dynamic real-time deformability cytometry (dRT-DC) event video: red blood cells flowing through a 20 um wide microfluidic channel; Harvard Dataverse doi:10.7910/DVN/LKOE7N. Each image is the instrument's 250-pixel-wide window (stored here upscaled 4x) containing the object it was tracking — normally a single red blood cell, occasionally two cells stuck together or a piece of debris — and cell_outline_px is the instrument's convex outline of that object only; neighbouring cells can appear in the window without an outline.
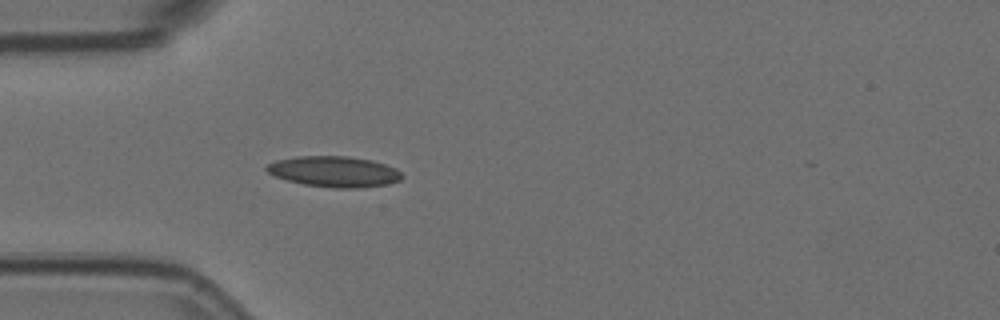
{"species": "Egyptian fruit bat (a non-hibernating species)", "species_latin": "Rousettus aegyptiacus", "temperature_condition": "room temperature", "stored_images_in_passage": 22, "camera_frame_rate_fps": 3000, "um_per_image_px": 0.085, "animal": {"sex": "female"}, "frame": {"image": 1, "passage_image": 1, "time_ms": 0.0, "image_size_px": [1000, 320], "cell_outline_px": [[404, 176], [400, 180], [388, 184], [360, 188], [332, 188], [304, 184], [288, 180], [276, 176], [268, 172], [264, 168], [268, 164], [276, 160], [296, 156], [348, 156], [372, 160], [396, 168]], "centroid_in_image_um": [28.42, 14.58], "position_along_channel_um": 56.6, "area_um2": 24.28}}
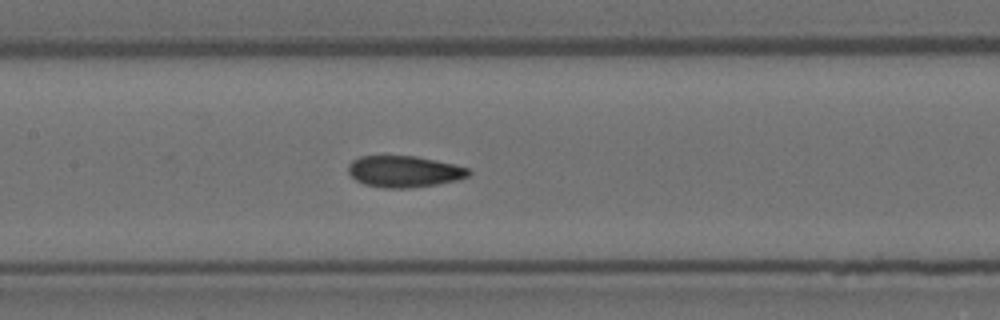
{"frame": {"image": 2, "passage_image": 11, "time_ms": 3.333, "image_size_px": [1000, 320], "cell_outline_px": [[472, 172], [468, 176], [456, 180], [436, 184], [408, 188], [384, 188], [364, 184], [356, 180], [348, 172], [348, 164], [352, 160], [360, 156], [416, 156], [452, 164], [468, 168]], "centroid_in_image_um": [34.32, 14.57], "position_along_channel_um": 173.1, "area_um2": 21.91}}
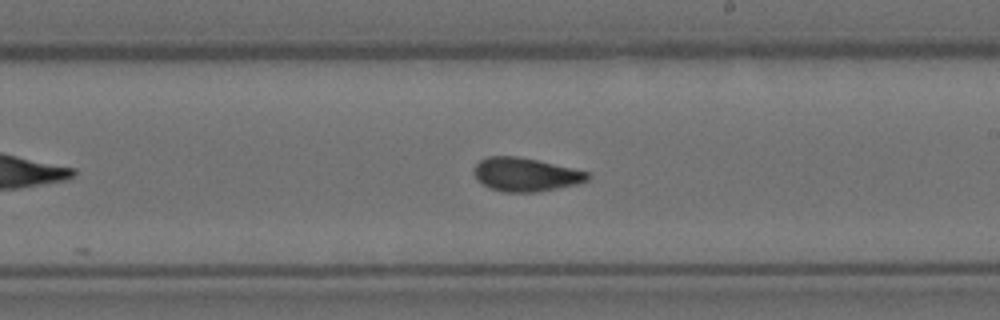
{"frame": {"image": 3, "passage_image": 17, "time_ms": 5.333, "image_size_px": [1000, 320], "cell_outline_px": [[592, 176], [588, 180], [580, 184], [536, 192], [504, 192], [488, 188], [472, 172], [476, 164], [480, 160], [488, 156], [516, 156], [536, 160], [572, 168], [588, 172]], "centroid_in_image_um": [44.7, 14.84], "position_along_channel_um": 244.3, "area_um2": 22.2}}